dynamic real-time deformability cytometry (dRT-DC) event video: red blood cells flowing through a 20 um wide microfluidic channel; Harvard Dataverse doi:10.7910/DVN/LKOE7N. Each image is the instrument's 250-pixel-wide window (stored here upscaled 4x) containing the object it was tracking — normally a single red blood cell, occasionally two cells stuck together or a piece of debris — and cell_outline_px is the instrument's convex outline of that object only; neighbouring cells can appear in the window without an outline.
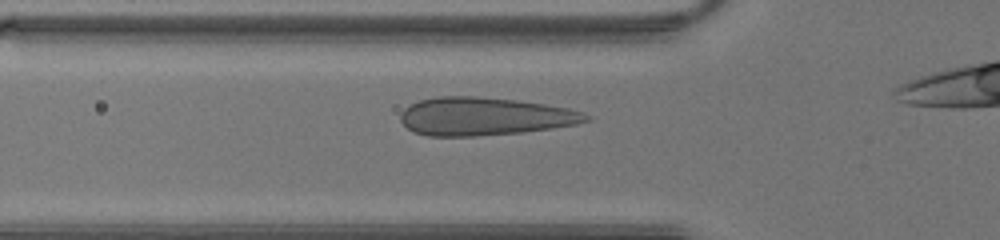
{"species": "human", "species_latin": "Homo sapiens", "temperature_condition": "warm", "stored_images_in_passage": 27, "camera_frame_rate_fps": 3000, "um_per_image_px": 0.085, "donor": {"sex": "male"}, "frame": {"image": 1, "passage_image": 4, "time_ms": 1.0, "image_size_px": [1000, 240], "cell_outline_px": [[592, 120], [576, 124], [552, 128], [520, 132], [476, 136], [428, 136], [412, 132], [400, 120], [400, 112], [408, 104], [420, 100], [436, 96], [476, 96], [516, 100], [544, 104], [568, 108], [584, 112], [592, 116]], "centroid_in_image_um": [41.17, 9.89], "position_along_channel_um": 84.6, "area_um2": 41.38}}
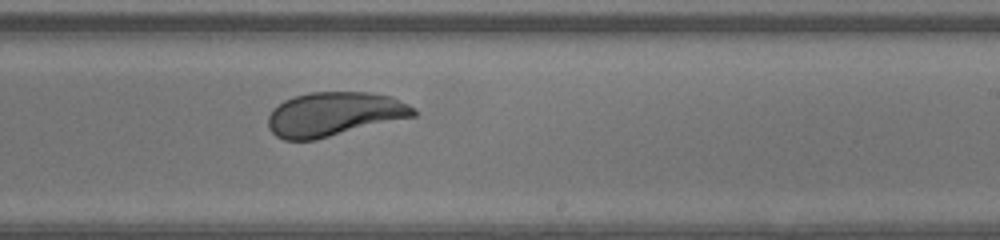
{"frame": {"image": 2, "passage_image": 15, "time_ms": 4.667, "image_size_px": [1000, 240], "cell_outline_px": [[416, 116], [316, 140], [284, 140], [276, 136], [268, 128], [268, 116], [272, 108], [284, 100], [292, 96], [308, 92], [372, 92], [392, 96], [416, 108]], "centroid_in_image_um": [28.4, 9.7], "position_along_channel_um": 260.6, "area_um2": 37.86}}
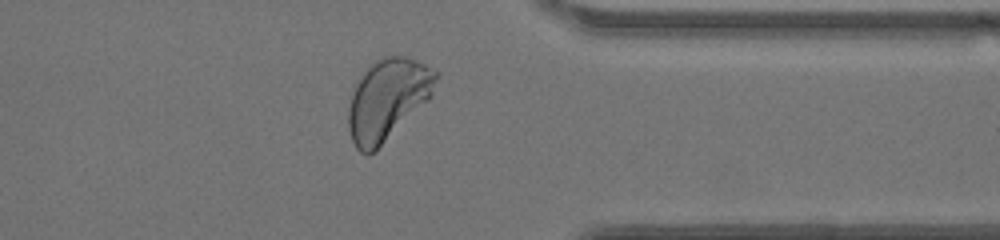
{"frame": {"image": 3, "passage_image": 23, "time_ms": 7.333, "image_size_px": [1000, 240], "cell_outline_px": [[440, 72], [432, 92], [428, 100], [368, 156], [360, 152], [356, 148], [352, 140], [348, 128], [348, 108], [352, 92], [356, 80], [380, 56], [408, 56]], "centroid_in_image_um": [32.92, 8.41], "position_along_channel_um": 378.5, "area_um2": 40.98}}